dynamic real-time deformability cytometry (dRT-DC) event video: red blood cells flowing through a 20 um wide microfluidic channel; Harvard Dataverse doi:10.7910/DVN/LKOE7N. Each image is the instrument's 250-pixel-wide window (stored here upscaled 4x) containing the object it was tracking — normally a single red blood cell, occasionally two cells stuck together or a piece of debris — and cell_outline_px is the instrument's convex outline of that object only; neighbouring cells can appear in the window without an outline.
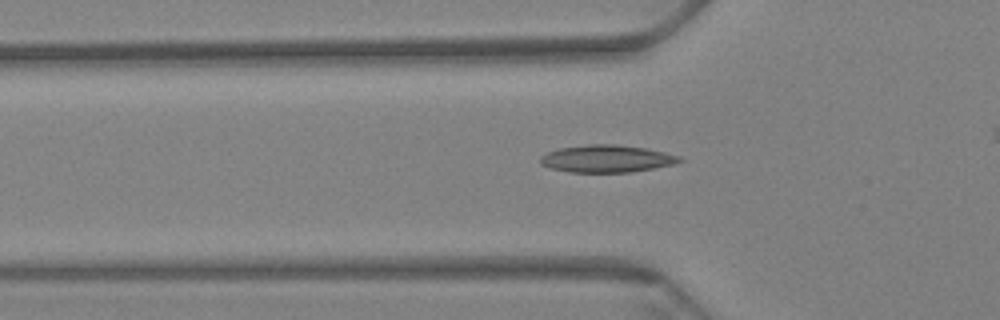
{"species": "Egyptian fruit bat (a non-hibernating species)", "species_latin": "Rousettus aegyptiacus", "temperature_condition": "warm", "stored_images_in_passage": 30, "camera_frame_rate_fps": 3000, "um_per_image_px": 0.085, "animal": {"sex": "female"}, "frame": {"image": 1, "passage_image": 16, "time_ms": 5.0, "image_size_px": [1000, 320], "cell_outline_px": [[684, 160], [672, 164], [652, 168], [628, 172], [568, 172], [552, 168], [540, 164], [540, 156], [548, 152], [560, 148], [588, 144], [616, 144], [644, 148], [664, 152], [680, 156]], "centroid_in_image_um": [51.54, 13.48], "position_along_channel_um": 74.3, "area_um2": 21.96}}
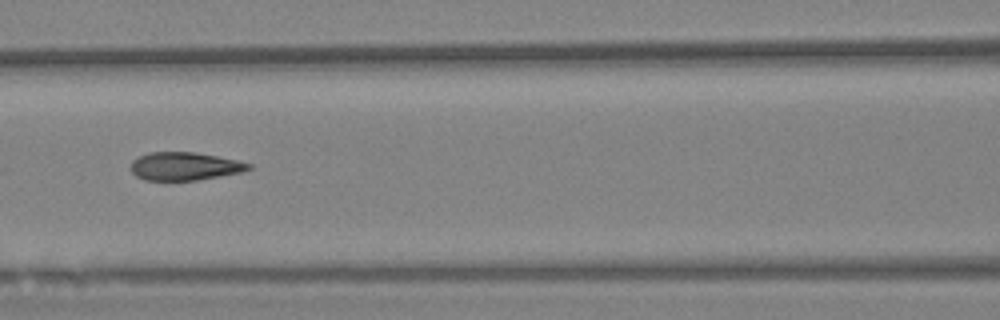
{"frame": {"image": 2, "passage_image": 23, "time_ms": 7.333, "image_size_px": [1000, 320], "cell_outline_px": [[252, 168], [244, 172], [196, 180], [144, 180], [136, 176], [132, 172], [132, 160], [148, 152], [196, 152], [236, 160], [252, 164]], "centroid_in_image_um": [15.71, 14.13], "position_along_channel_um": 150.9, "area_um2": 19.25}}
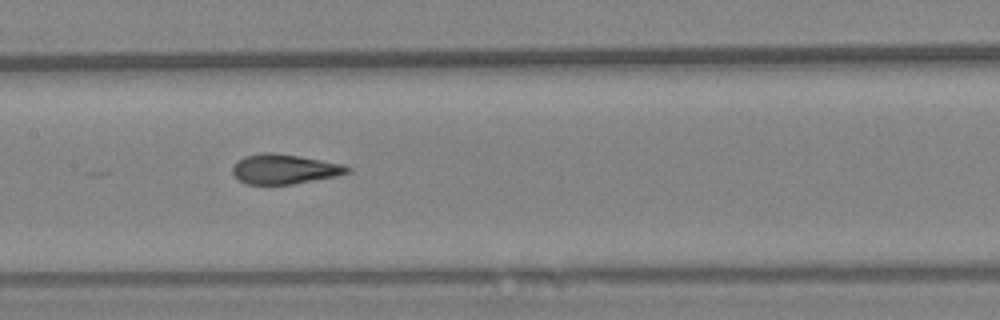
{"frame": {"image": 3, "passage_image": 26, "time_ms": 8.333, "image_size_px": [1000, 320], "cell_outline_px": [[352, 172], [336, 176], [292, 184], [248, 184], [240, 180], [232, 172], [232, 168], [236, 160], [244, 156], [260, 152], [272, 152], [300, 156], [344, 164], [352, 168]], "centroid_in_image_um": [24.19, 14.35], "position_along_channel_um": 183.2, "area_um2": 20.06}}